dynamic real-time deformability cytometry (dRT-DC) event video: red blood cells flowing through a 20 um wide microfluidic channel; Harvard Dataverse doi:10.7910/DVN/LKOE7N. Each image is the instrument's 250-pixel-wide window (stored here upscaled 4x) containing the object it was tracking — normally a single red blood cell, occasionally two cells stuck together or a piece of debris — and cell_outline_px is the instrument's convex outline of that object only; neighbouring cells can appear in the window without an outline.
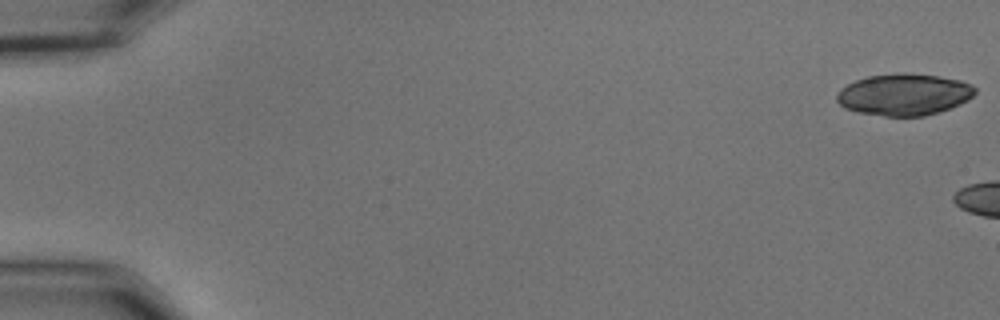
{"species": "common noctule bat (a hibernating species)", "species_latin": "Nyctalus noctula", "temperature_condition": "cold", "stored_images_in_passage": 7, "camera_frame_rate_fps": 3000, "um_per_image_px": 0.085, "animal": {"sex": "male", "body_mass_g": 15.6}, "frame": {"image": 1, "passage_image": 1, "time_ms": 0.0, "image_size_px": [1000, 320], "cell_outline_px": [[976, 92], [968, 100], [960, 104], [940, 112], [924, 116], [884, 116], [860, 112], [844, 108], [836, 100], [836, 96], [840, 88], [856, 80], [868, 76], [896, 72], [904, 72], [936, 76], [960, 80], [972, 84], [976, 88]], "centroid_in_image_um": [76.85, 8.03], "position_along_channel_um": 8.2, "area_um2": 33.76}}